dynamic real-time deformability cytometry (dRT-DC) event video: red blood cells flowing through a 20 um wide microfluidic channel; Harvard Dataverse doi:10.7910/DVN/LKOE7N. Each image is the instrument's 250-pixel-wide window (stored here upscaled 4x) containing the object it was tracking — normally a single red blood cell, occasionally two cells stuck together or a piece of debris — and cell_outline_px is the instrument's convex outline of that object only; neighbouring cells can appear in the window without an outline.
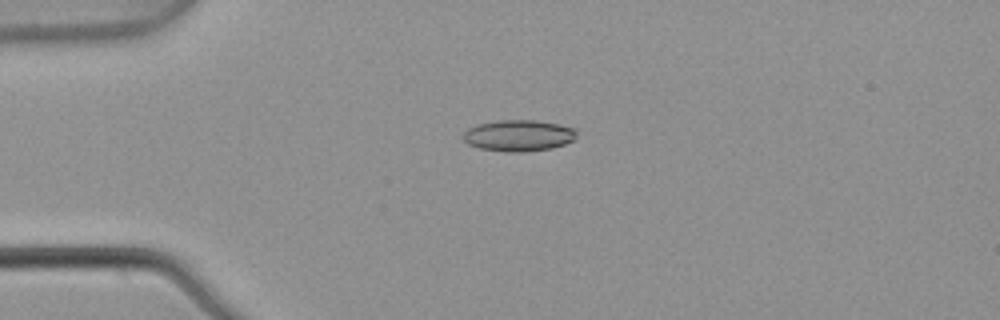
{"species": "common noctule bat (a hibernating species)", "species_latin": "Nyctalus noctula", "temperature_condition": "warm", "stored_images_in_passage": 4, "camera_frame_rate_fps": 3000, "um_per_image_px": 0.085, "animal": {"sex": "male", "body_mass_g": 21.5, "forearm_length_mm": 52.0}, "frame": {"image": 1, "passage_image": 3, "time_ms": 0.667, "image_size_px": [1000, 320], "cell_outline_px": [[576, 136], [572, 140], [564, 144], [552, 148], [524, 152], [504, 152], [480, 148], [468, 144], [460, 136], [468, 128], [476, 124], [496, 120], [536, 120], [560, 124], [576, 128]], "centroid_in_image_um": [44.05, 11.51], "position_along_channel_um": 40.9, "area_um2": 20.98}}